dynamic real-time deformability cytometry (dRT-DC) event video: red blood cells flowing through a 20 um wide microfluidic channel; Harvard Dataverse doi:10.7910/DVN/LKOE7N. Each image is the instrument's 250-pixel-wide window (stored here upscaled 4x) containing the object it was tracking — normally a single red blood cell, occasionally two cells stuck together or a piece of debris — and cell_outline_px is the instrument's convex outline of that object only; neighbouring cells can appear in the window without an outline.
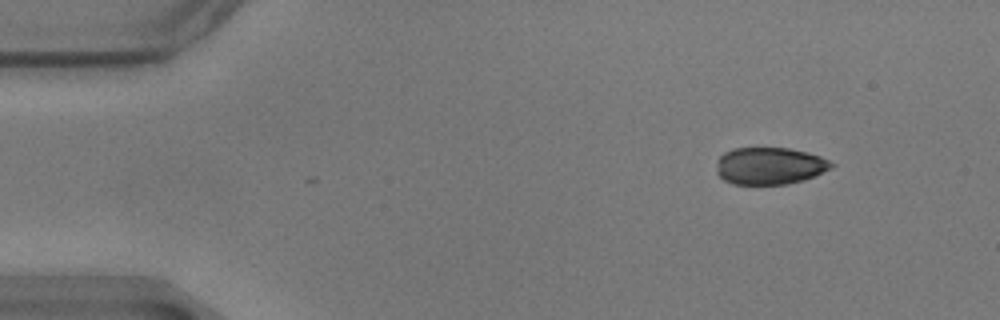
{"species": "common noctule bat (a hibernating species)", "species_latin": "Nyctalus noctula", "temperature_condition": "warm", "stored_images_in_passage": 52, "camera_frame_rate_fps": 3000, "um_per_image_px": 0.085, "animal": {"sex": "male", "body_mass_g": 17.9}, "frame": {"image": 1, "passage_image": 1, "time_ms": 0.0, "image_size_px": [1000, 320], "cell_outline_px": [[836, 164], [832, 168], [804, 180], [788, 184], [732, 184], [724, 180], [716, 172], [716, 168], [720, 156], [724, 152], [732, 148], [788, 148], [808, 152], [820, 156]], "centroid_in_image_um": [65.43, 14.1], "position_along_channel_um": 19.6, "area_um2": 24.97}}
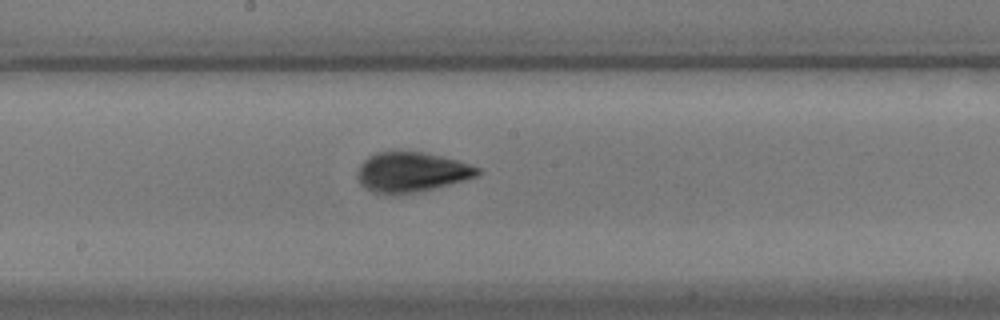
{"frame": {"image": 2, "passage_image": 25, "time_ms": 8.0, "image_size_px": [1000, 320], "cell_outline_px": [[480, 172], [476, 176], [464, 180], [416, 192], [376, 192], [360, 184], [360, 164], [368, 156], [376, 152], [392, 148], [424, 152], [456, 160], [480, 168]], "centroid_in_image_um": [34.98, 14.55], "position_along_channel_um": 213.2, "area_um2": 27.51}}
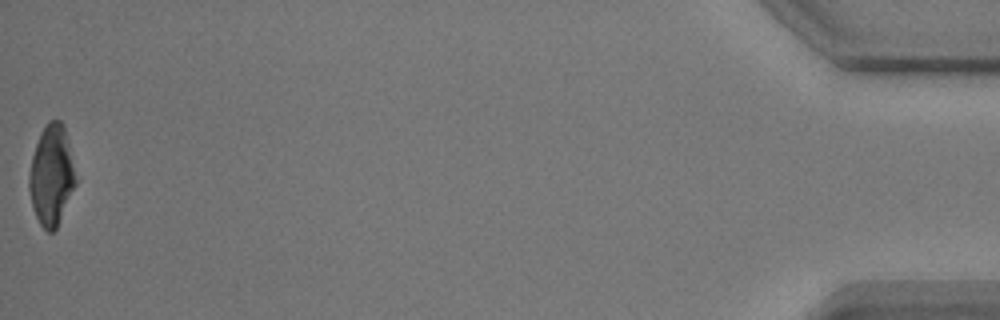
{"frame": {"image": 3, "passage_image": 52, "time_ms": 17.0, "image_size_px": [1000, 320], "cell_outline_px": [[76, 184], [56, 228], [52, 232], [48, 232], [40, 224], [32, 208], [28, 188], [28, 176], [32, 156], [40, 132], [48, 120], [60, 120], [64, 124], [76, 180]], "centroid_in_image_um": [4.35, 14.89], "position_along_channel_um": 430.9, "area_um2": 26.99}, "authors_computed_cell_mechanics": {"area_um2": 27.5706, "velocity_mm_per_s": 3.4919, "shape_relaxation_time_tau1_ms": 3.2244, "shape_relaxation_time_tau2_ms": 1.7533, "deformation_change_tau1": 0.1208, "deformation_change_tau2": 0.0579}}